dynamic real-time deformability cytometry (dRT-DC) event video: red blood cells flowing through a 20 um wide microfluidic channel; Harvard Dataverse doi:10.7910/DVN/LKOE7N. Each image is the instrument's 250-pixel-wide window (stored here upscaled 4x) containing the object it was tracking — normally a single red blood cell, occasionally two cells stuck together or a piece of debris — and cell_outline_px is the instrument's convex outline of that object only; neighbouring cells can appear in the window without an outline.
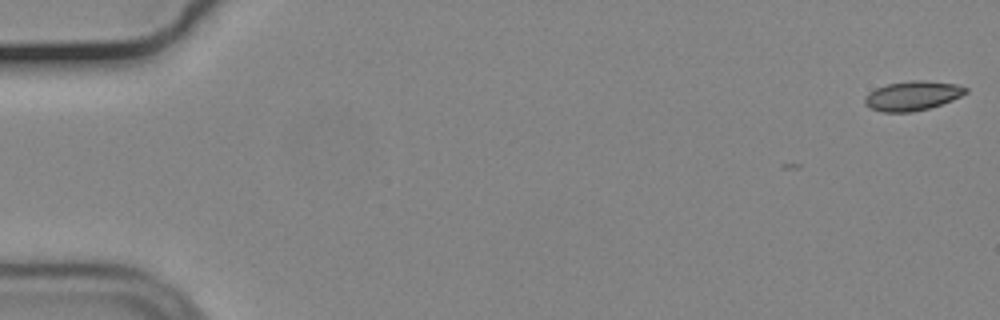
{"species": "common noctule bat (a hibernating species)", "species_latin": "Nyctalus noctula", "temperature_condition": "cold", "stored_images_in_passage": 11, "camera_frame_rate_fps": 3000, "um_per_image_px": 0.085, "animal": {"sex": "male", "body_mass_g": 19.2, "forearm_length_mm": 51.8}, "frame": {"image": 1, "passage_image": 1, "time_ms": 0.0, "image_size_px": [1000, 320], "cell_outline_px": [[968, 92], [952, 100], [928, 108], [912, 112], [880, 112], [864, 104], [864, 100], [868, 92], [876, 88], [888, 84], [912, 80], [924, 80], [956, 84], [968, 88]], "centroid_in_image_um": [77.55, 8.14], "position_along_channel_um": 7.4, "area_um2": 17.22}}